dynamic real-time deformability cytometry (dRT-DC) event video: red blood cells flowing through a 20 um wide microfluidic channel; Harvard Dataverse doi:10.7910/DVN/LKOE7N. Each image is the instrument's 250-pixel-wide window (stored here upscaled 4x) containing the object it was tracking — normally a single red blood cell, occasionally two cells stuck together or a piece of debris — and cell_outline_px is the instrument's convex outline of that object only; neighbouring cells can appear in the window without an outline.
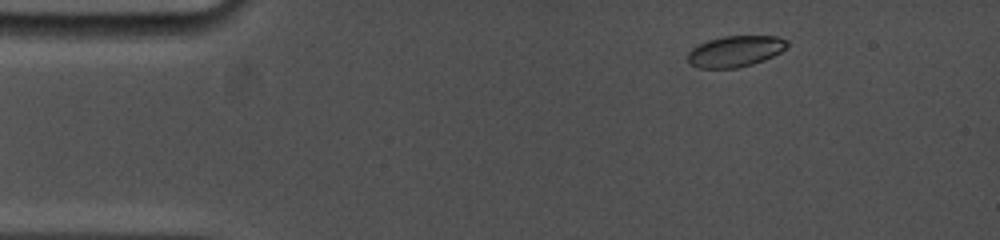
{"species": "common noctule bat (a hibernating species)", "species_latin": "Nyctalus noctula", "temperature_condition": "cold", "stored_images_in_passage": 24, "camera_frame_rate_fps": 5000, "um_per_image_px": 0.085, "animal": {"sex": "female", "body_mass_g": 19.0, "forearm_length_mm": 53.3}, "frame": {"image": 1, "passage_image": 6, "time_ms": 1.2, "image_size_px": [1000, 240], "cell_outline_px": [[788, 48], [764, 60], [752, 64], [736, 68], [700, 68], [688, 64], [688, 52], [692, 48], [708, 40], [724, 36], [776, 36], [788, 40]], "centroid_in_image_um": [62.51, 4.36], "position_along_channel_um": 22.5, "area_um2": 18.03}}
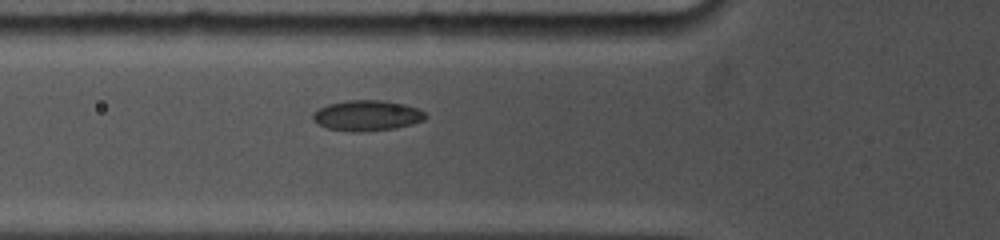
{"frame": {"image": 2, "passage_image": 22, "time_ms": 5.0, "image_size_px": [1000, 240], "cell_outline_px": [[428, 116], [424, 120], [412, 124], [396, 128], [364, 132], [352, 132], [328, 128], [316, 124], [312, 120], [312, 116], [320, 108], [328, 104], [344, 100], [380, 100], [404, 104], [416, 108], [424, 112]], "centroid_in_image_um": [31.19, 9.83], "position_along_channel_um": 94.6, "area_um2": 20.11}}
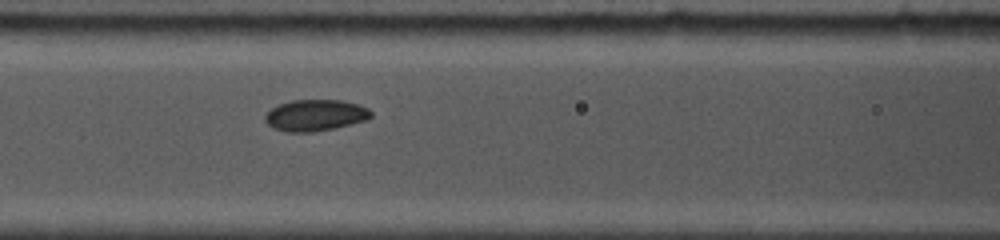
{"frame": {"image": 3, "passage_image": 24, "time_ms": 6.2, "image_size_px": [1000, 240], "cell_outline_px": [[372, 116], [368, 120], [332, 128], [312, 132], [284, 132], [272, 128], [264, 120], [264, 116], [272, 108], [280, 104], [292, 100], [340, 100], [356, 104], [368, 108], [372, 112]], "centroid_in_image_um": [26.79, 9.8], "position_along_channel_um": 139.8, "area_um2": 19.31}}